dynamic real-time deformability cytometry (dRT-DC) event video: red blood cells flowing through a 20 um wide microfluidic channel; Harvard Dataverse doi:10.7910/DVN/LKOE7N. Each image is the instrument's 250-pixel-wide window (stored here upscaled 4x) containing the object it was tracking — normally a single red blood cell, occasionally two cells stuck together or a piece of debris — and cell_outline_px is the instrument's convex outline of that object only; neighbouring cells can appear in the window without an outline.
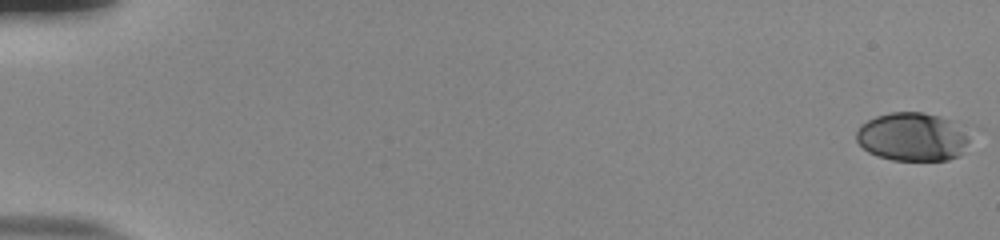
{"species": "human", "species_latin": "Homo sapiens", "temperature_condition": "room temperature", "stored_images_in_passage": 55, "camera_frame_rate_fps": 3000, "um_per_image_px": 0.085, "donor": {"sex": "male"}, "frame": {"image": 1, "passage_image": 1, "time_ms": 0.0, "image_size_px": [1000, 240], "cell_outline_px": [[968, 140], [960, 156], [948, 160], [892, 160], [876, 156], [868, 152], [856, 140], [856, 132], [860, 124], [876, 116], [892, 112], [924, 112], [940, 116], [952, 120], [968, 136]], "centroid_in_image_um": [77.51, 11.63], "position_along_channel_um": 7.5, "area_um2": 31.96}}
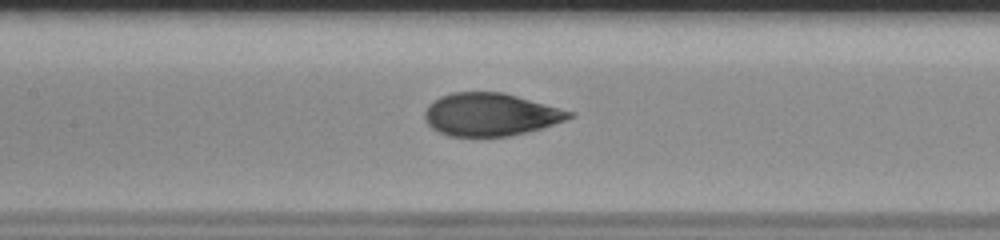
{"frame": {"image": 2, "passage_image": 28, "time_ms": 9.0, "image_size_px": [1000, 240], "cell_outline_px": [[576, 116], [528, 132], [508, 136], [448, 136], [432, 128], [424, 120], [424, 112], [428, 104], [440, 96], [452, 92], [500, 92], [516, 96], [576, 112]], "centroid_in_image_um": [41.67, 9.73], "position_along_channel_um": 165.7, "area_um2": 35.95}}
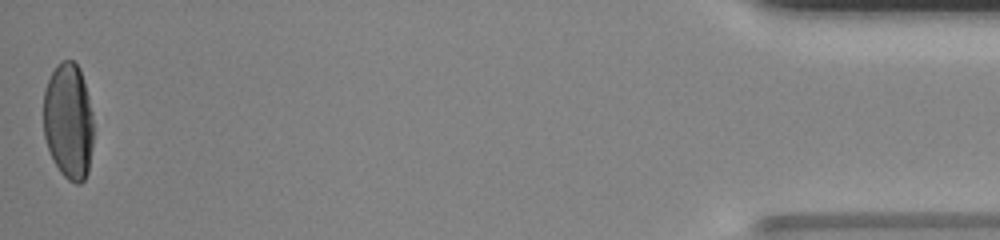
{"frame": {"image": 3, "passage_image": 55, "time_ms": 18.0, "image_size_px": [1000, 240], "cell_outline_px": [[92, 144], [88, 172], [84, 180], [80, 184], [76, 184], [68, 180], [60, 172], [52, 160], [44, 136], [44, 88], [56, 64], [64, 60], [72, 60], [80, 68], [88, 96], [92, 112]], "centroid_in_image_um": [5.81, 10.31], "position_along_channel_um": 429.4, "area_um2": 33.99}, "authors_computed_cell_mechanics": {"area_um2": 35.7782, "velocity_mm_per_s": 3.8509, "shape_relaxation_time_tau1_ms": 4.5657, "shape_relaxation_time_tau2_ms": null, "deformation_change_tau1": 0.1953, "deformation_change_tau2": null}}